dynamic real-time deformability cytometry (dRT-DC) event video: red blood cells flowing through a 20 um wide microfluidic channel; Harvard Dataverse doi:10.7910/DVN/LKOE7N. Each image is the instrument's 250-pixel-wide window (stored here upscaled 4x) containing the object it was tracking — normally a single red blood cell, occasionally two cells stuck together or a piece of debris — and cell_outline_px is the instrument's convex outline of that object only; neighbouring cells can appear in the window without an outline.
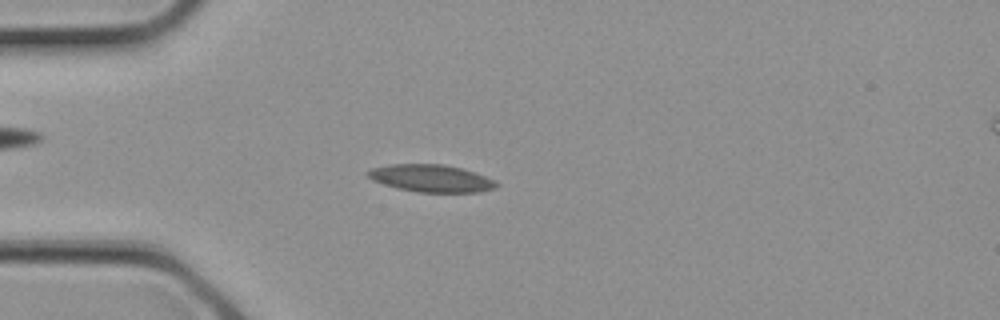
{"species": "common noctule bat (a hibernating species)", "species_latin": "Nyctalus noctula", "temperature_condition": "cold", "stored_images_in_passage": 18, "camera_frame_rate_fps": 3000, "um_per_image_px": 0.085, "animal": {"sex": "female", "body_mass_g": 21.9}, "frame": {"image": 1, "passage_image": 5, "time_ms": 1.333, "image_size_px": [1000, 320], "cell_outline_px": [[500, 184], [496, 188], [480, 192], [416, 192], [396, 188], [372, 180], [364, 172], [372, 168], [392, 164], [444, 164], [460, 168], [496, 180]], "centroid_in_image_um": [36.64, 15.16], "position_along_channel_um": 48.4, "area_um2": 20.52}}
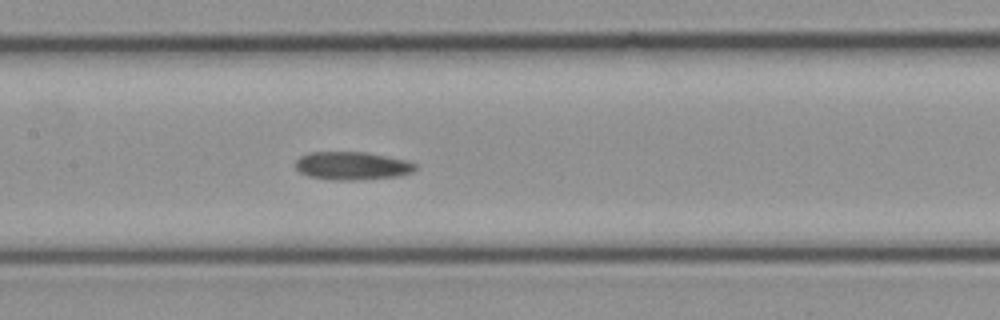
{"frame": {"image": 2, "passage_image": 11, "time_ms": 3.333, "image_size_px": [1000, 320], "cell_outline_px": [[416, 168], [412, 172], [400, 176], [356, 180], [332, 180], [308, 176], [300, 172], [292, 164], [300, 156], [308, 152], [368, 152], [408, 160], [416, 164]], "centroid_in_image_um": [29.91, 14.09], "position_along_channel_um": 177.5, "area_um2": 19.94}}
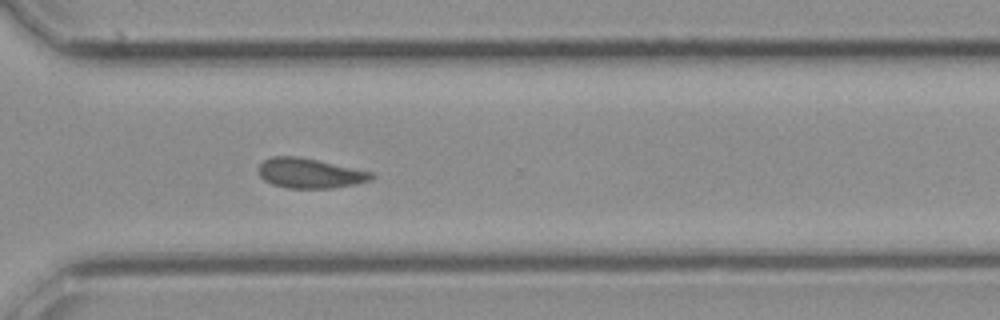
{"frame": {"image": 3, "passage_image": 18, "time_ms": 5.667, "image_size_px": [1000, 320], "cell_outline_px": [[376, 176], [372, 180], [356, 184], [332, 188], [288, 188], [272, 184], [264, 180], [260, 176], [260, 164], [264, 160], [272, 156], [300, 156], [376, 172]], "centroid_in_image_um": [26.42, 14.72], "position_along_channel_um": 344.2, "area_um2": 19.94}}